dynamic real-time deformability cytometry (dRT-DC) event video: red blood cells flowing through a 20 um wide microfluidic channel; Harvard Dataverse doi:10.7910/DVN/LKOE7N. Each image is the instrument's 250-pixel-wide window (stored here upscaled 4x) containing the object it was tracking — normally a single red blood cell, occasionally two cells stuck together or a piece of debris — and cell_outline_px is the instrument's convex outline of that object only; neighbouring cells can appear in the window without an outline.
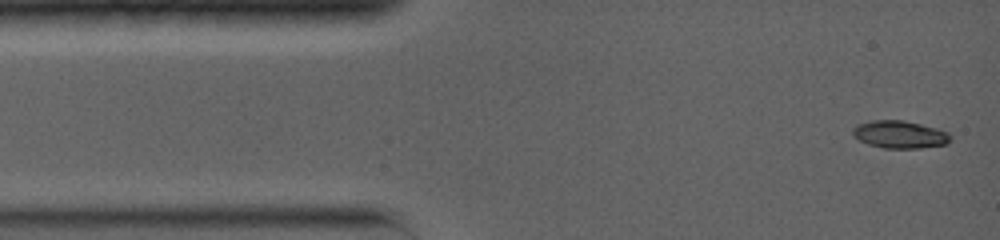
{"species": "common noctule bat (a hibernating species)", "species_latin": "Nyctalus noctula", "temperature_condition": "warm", "stored_images_in_passage": 14, "camera_frame_rate_fps": 5000, "um_per_image_px": 0.085, "animal": {"sex": "female", "body_mass_g": 19.0, "forearm_length_mm": 56.7}, "frame": {"image": 1, "passage_image": 1, "time_ms": 0.0, "image_size_px": [1000, 240], "cell_outline_px": [[952, 140], [948, 144], [920, 148], [884, 148], [868, 144], [852, 136], [852, 128], [856, 124], [872, 120], [904, 120], [936, 128], [948, 132], [952, 136]], "centroid_in_image_um": [76.48, 11.43], "position_along_channel_um": 8.5, "area_um2": 15.9}}
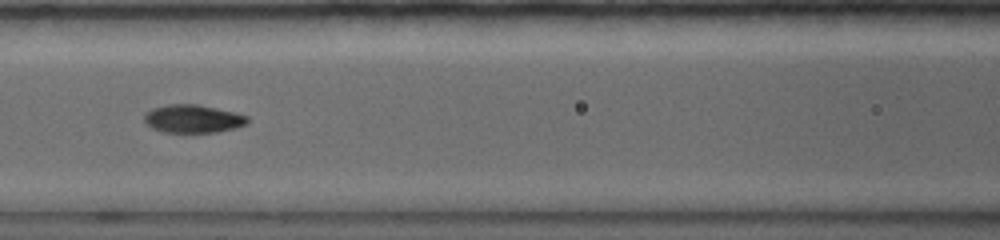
{"frame": {"image": 2, "passage_image": 10, "time_ms": 5.2, "image_size_px": [1000, 240], "cell_outline_px": [[248, 124], [236, 128], [216, 132], [164, 132], [152, 128], [144, 120], [144, 112], [152, 108], [168, 104], [200, 104], [236, 112], [248, 116]], "centroid_in_image_um": [16.42, 10.08], "position_along_channel_um": 150.2, "area_um2": 17.11}}
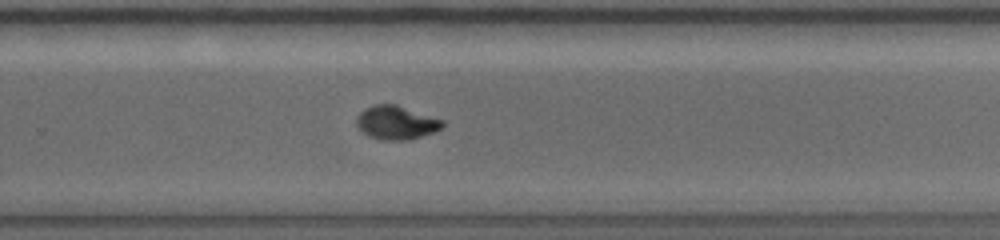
{"frame": {"image": 3, "passage_image": 14, "time_ms": 8.8, "image_size_px": [1000, 240], "cell_outline_px": [[444, 124], [440, 128], [432, 132], [408, 140], [384, 140], [368, 136], [360, 132], [356, 124], [356, 116], [364, 108], [376, 104], [396, 104], [444, 120]], "centroid_in_image_um": [33.62, 10.41], "position_along_channel_um": 296.2, "area_um2": 16.88}}